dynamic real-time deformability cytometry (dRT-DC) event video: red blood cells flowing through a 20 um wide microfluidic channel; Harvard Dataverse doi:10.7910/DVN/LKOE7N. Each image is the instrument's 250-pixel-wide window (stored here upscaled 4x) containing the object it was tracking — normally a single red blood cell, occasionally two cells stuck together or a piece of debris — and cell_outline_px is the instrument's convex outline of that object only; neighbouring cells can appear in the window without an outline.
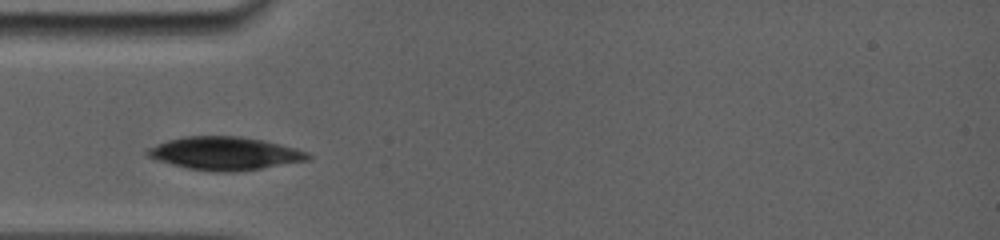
{"species": "common noctule bat (a hibernating species)", "species_latin": "Nyctalus noctula", "temperature_condition": "room temperature", "stored_images_in_passage": 7, "camera_frame_rate_fps": 5000, "um_per_image_px": 0.085, "animal": {"sex": "female", "body_mass_g": 19.0, "forearm_length_mm": 56.7}, "frame": {"image": 1, "passage_image": 1, "time_ms": 0.0, "image_size_px": [1000, 240], "cell_outline_px": [[312, 156], [308, 160], [260, 168], [232, 172], [216, 172], [188, 168], [172, 164], [148, 156], [144, 152], [148, 148], [156, 144], [168, 140], [184, 136], [240, 136], [280, 144], [296, 148], [308, 152]], "centroid_in_image_um": [19.11, 13.03], "position_along_channel_um": 65.9, "area_um2": 30.63}}
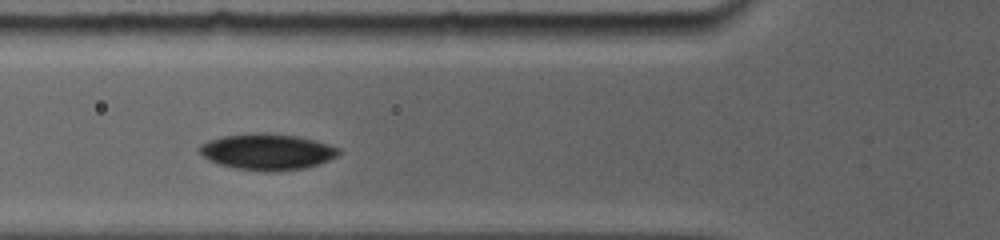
{"frame": {"image": 2, "passage_image": 4, "time_ms": 1.0, "image_size_px": [1000, 240], "cell_outline_px": [[340, 152], [336, 156], [328, 160], [304, 168], [272, 172], [268, 172], [236, 168], [220, 164], [208, 160], [196, 148], [200, 144], [208, 140], [220, 136], [252, 132], [264, 132], [296, 136], [316, 140], [340, 148]], "centroid_in_image_um": [22.67, 12.88], "position_along_channel_um": 103.1, "area_um2": 29.48}}
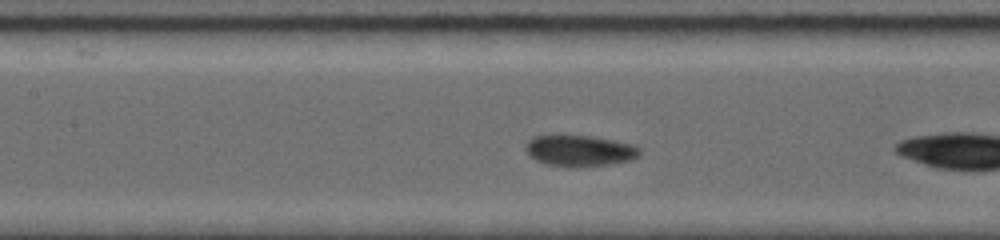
{"frame": {"image": 3, "passage_image": 6, "time_ms": 1.6, "image_size_px": [1000, 240], "cell_outline_px": [[640, 156], [632, 160], [612, 164], [580, 168], [576, 168], [544, 164], [528, 156], [524, 148], [524, 144], [532, 136], [592, 136], [632, 144], [640, 148]], "centroid_in_image_um": [49.25, 12.84], "position_along_channel_um": 158.1, "area_um2": 21.1}}